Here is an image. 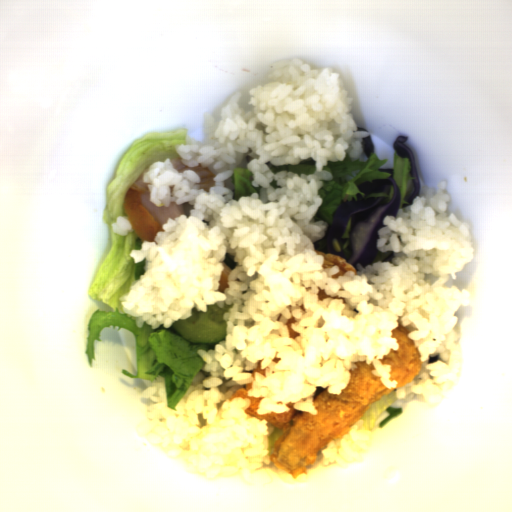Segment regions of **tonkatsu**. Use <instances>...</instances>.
Wrapping results in <instances>:
<instances>
[{"instance_id":"obj_1","label":"tonkatsu","mask_w":512,"mask_h":512,"mask_svg":"<svg viewBox=\"0 0 512 512\" xmlns=\"http://www.w3.org/2000/svg\"><path fill=\"white\" fill-rule=\"evenodd\" d=\"M391 329V338H396L398 349L390 348L389 352L378 359L382 365H390L388 380L396 381V388H388L382 381V376H376L372 371L376 365L372 362L354 361L357 365L349 369L350 378L345 389L340 394L329 393L328 388L313 397L312 405L317 414L301 411L294 407L295 403H286L288 412L258 414L260 402L265 397L248 396L253 389L252 382L244 383L245 387L237 388L230 396L229 403L234 398L247 399L249 406L244 409L247 418L265 419L269 424L281 430L282 434L275 439L273 453L269 458L277 470L288 473L294 480L302 474L307 476L306 465L317 461V452L325 448L331 441H340L345 434H350L355 425L366 413L370 406L381 401L384 395L397 388L411 383L421 372L424 361L419 347L409 337L411 331L401 325Z\"/></svg>"},{"instance_id":"obj_2","label":"tonkatsu","mask_w":512,"mask_h":512,"mask_svg":"<svg viewBox=\"0 0 512 512\" xmlns=\"http://www.w3.org/2000/svg\"><path fill=\"white\" fill-rule=\"evenodd\" d=\"M142 178L143 174L127 190L123 208L131 229L141 242H154L158 231H164L162 226L167 223L168 218L175 220L182 214H186L188 218L190 209H194V206L189 201L181 205L171 201L169 206H156L151 202L149 183H142Z\"/></svg>"},{"instance_id":"obj_3","label":"tonkatsu","mask_w":512,"mask_h":512,"mask_svg":"<svg viewBox=\"0 0 512 512\" xmlns=\"http://www.w3.org/2000/svg\"><path fill=\"white\" fill-rule=\"evenodd\" d=\"M181 157L170 159L172 162L173 169H176L177 172H184V171H194L196 172L200 179L199 189H205L206 192H209V188L212 186H215L216 181H213V179L216 177V175L210 171L208 167H202L200 162L197 167H187L182 161Z\"/></svg>"},{"instance_id":"obj_4","label":"tonkatsu","mask_w":512,"mask_h":512,"mask_svg":"<svg viewBox=\"0 0 512 512\" xmlns=\"http://www.w3.org/2000/svg\"><path fill=\"white\" fill-rule=\"evenodd\" d=\"M317 255H322L324 263L322 264V269L332 268L337 266L339 268V272L332 275V279H339L340 276L345 275L346 272H354V275H358V270L353 267L346 258L342 257L339 254L334 253H320L316 252Z\"/></svg>"},{"instance_id":"obj_5","label":"tonkatsu","mask_w":512,"mask_h":512,"mask_svg":"<svg viewBox=\"0 0 512 512\" xmlns=\"http://www.w3.org/2000/svg\"><path fill=\"white\" fill-rule=\"evenodd\" d=\"M224 268L220 274V278H219V288L217 291H220V292H223L225 291L226 288H229V285H228V275L231 273V271L233 270L228 264H226L224 261L222 262Z\"/></svg>"}]
</instances>
